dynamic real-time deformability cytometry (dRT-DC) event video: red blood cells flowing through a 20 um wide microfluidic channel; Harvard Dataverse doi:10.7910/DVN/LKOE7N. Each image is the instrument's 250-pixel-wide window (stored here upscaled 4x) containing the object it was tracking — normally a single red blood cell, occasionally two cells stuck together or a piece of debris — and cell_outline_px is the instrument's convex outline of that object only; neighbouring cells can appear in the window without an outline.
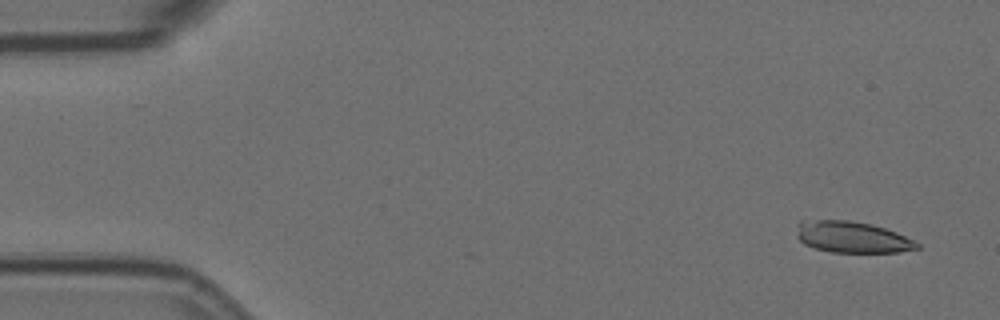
{"species": "Egyptian fruit bat (a non-hibernating species)", "species_latin": "Rousettus aegyptiacus", "temperature_condition": "room temperature", "stored_images_in_passage": 5, "camera_frame_rate_fps": 3000, "um_per_image_px": 0.085, "animal": {"sex": "female"}, "frame": {"image": 1, "passage_image": 1, "time_ms": 0.0, "image_size_px": [1000, 320], "cell_outline_px": [[920, 248], [900, 252], [832, 252], [816, 248], [804, 244], [796, 236], [796, 224], [800, 220], [848, 220], [872, 224], [896, 232], [920, 244]], "centroid_in_image_um": [72.39, 20.14], "position_along_channel_um": 12.6, "area_um2": 22.02}}